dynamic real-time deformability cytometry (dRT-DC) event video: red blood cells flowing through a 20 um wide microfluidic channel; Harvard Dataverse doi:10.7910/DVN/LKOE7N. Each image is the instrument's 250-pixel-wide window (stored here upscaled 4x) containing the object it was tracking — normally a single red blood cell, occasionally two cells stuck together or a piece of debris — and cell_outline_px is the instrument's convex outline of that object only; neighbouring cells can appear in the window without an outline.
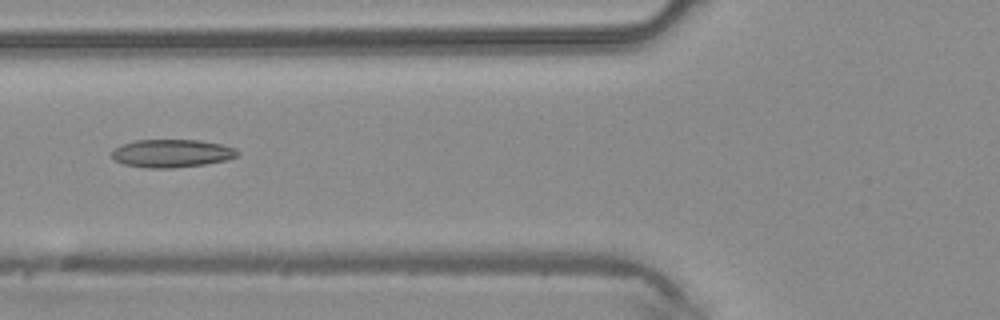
{"species": "common noctule bat (a hibernating species)", "species_latin": "Nyctalus noctula", "temperature_condition": "warm", "stored_images_in_passage": 46, "camera_frame_rate_fps": 3000, "um_per_image_px": 0.085, "animal": {"sex": "male", "body_mass_g": 20.4}, "frame": {"image": 1, "passage_image": 19, "time_ms": 6.0, "image_size_px": [1000, 320], "cell_outline_px": [[240, 152], [236, 156], [228, 160], [204, 164], [172, 168], [148, 168], [124, 164], [116, 160], [112, 156], [112, 152], [120, 144], [136, 140], [200, 140], [224, 144], [236, 148]], "centroid_in_image_um": [14.64, 13.02], "position_along_channel_um": 111.2, "area_um2": 20.58}}
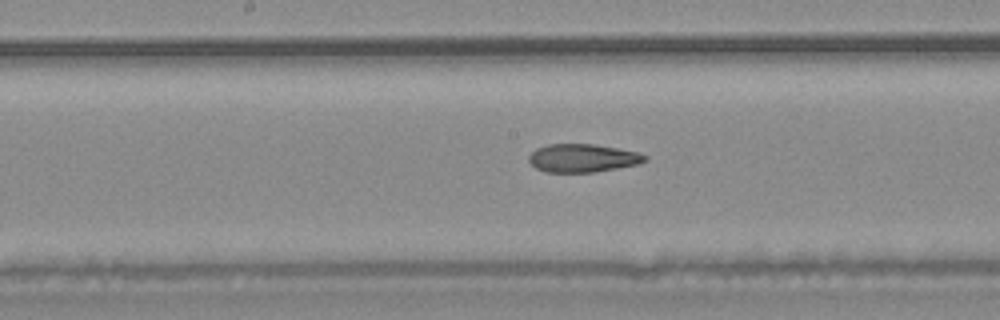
{"frame": {"image": 2, "passage_image": 25, "time_ms": 8.0, "image_size_px": [1000, 320], "cell_outline_px": [[648, 160], [640, 164], [596, 172], [548, 172], [536, 168], [528, 160], [528, 156], [536, 148], [548, 144], [592, 144], [640, 152], [648, 156]], "centroid_in_image_um": [49.57, 13.44], "position_along_channel_um": 198.6, "area_um2": 19.19}}
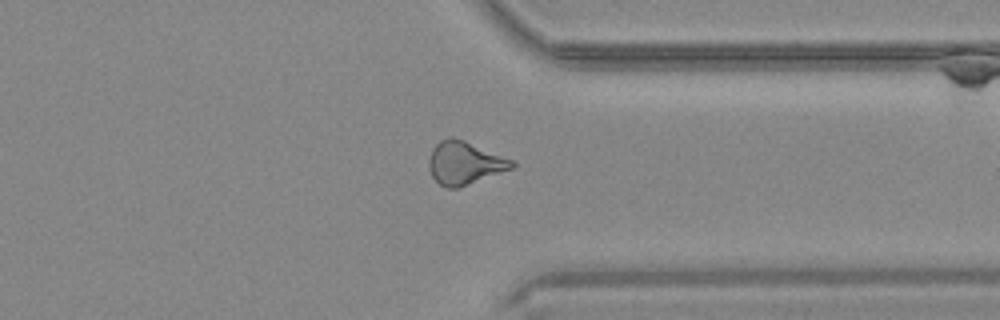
{"frame": {"image": 3, "passage_image": 37, "time_ms": 12.0, "image_size_px": [1000, 320], "cell_outline_px": [[516, 164], [512, 168], [460, 188], [448, 188], [440, 184], [432, 176], [428, 164], [428, 160], [432, 148], [440, 140], [448, 136], [452, 136], [464, 140], [512, 160]], "centroid_in_image_um": [39.45, 13.85], "position_along_channel_um": 371.9, "area_um2": 20.69}}